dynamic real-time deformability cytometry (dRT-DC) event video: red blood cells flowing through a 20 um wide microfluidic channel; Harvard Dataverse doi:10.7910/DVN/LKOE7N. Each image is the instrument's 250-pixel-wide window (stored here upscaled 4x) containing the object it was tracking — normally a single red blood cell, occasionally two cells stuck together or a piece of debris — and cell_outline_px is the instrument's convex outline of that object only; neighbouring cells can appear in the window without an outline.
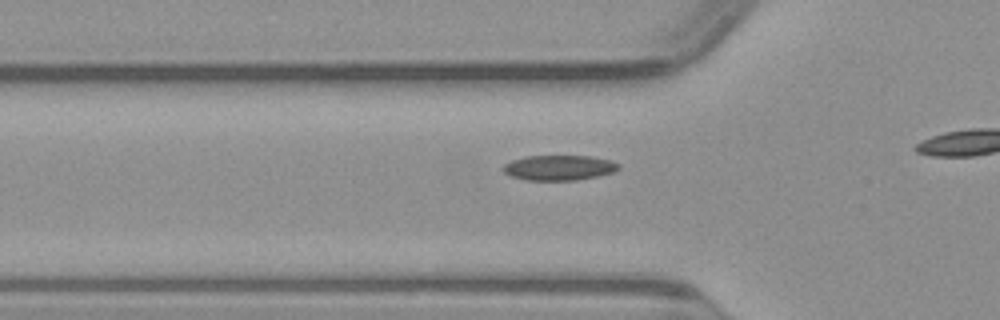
{"species": "common noctule bat (a hibernating species)", "species_latin": "Nyctalus noctula", "temperature_condition": "warm", "stored_images_in_passage": 9, "camera_frame_rate_fps": 3000, "um_per_image_px": 0.085, "animal": {"sex": "male", "body_mass_g": 23.1, "forearm_length_mm": 52.7}, "frame": {"image": 1, "passage_image": 4, "time_ms": 1.0, "image_size_px": [1000, 320], "cell_outline_px": [[620, 168], [612, 172], [596, 176], [576, 180], [528, 180], [512, 176], [504, 172], [500, 168], [504, 164], [512, 160], [524, 156], [592, 156], [612, 160], [620, 164]], "centroid_in_image_um": [47.51, 14.24], "position_along_channel_um": 78.3, "area_um2": 16.94}}
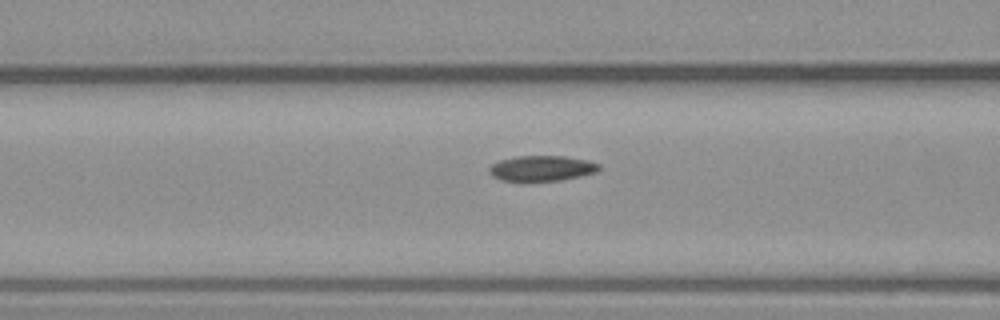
{"frame": {"image": 2, "passage_image": 7, "time_ms": 2.0, "image_size_px": [1000, 320], "cell_outline_px": [[600, 168], [596, 172], [580, 176], [560, 180], [500, 180], [492, 176], [488, 172], [488, 168], [492, 164], [500, 160], [516, 156], [564, 156], [588, 160], [600, 164]], "centroid_in_image_um": [46.04, 14.29], "position_along_channel_um": 120.6, "area_um2": 16.13}}